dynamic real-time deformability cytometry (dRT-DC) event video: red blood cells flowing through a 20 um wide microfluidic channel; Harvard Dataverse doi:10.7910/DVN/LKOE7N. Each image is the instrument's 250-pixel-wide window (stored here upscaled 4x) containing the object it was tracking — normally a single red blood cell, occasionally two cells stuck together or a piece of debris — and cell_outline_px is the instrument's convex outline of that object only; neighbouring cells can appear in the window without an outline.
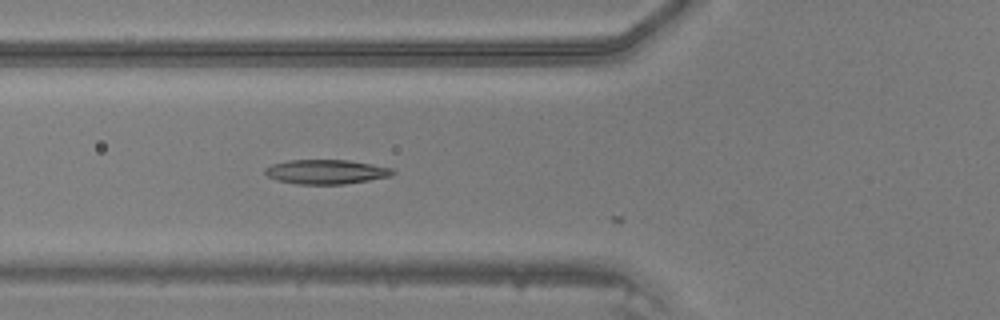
{"species": "common noctule bat (a hibernating species)", "species_latin": "Nyctalus noctula", "temperature_condition": "warm", "stored_images_in_passage": 6, "camera_frame_rate_fps": 3000, "um_per_image_px": 0.085, "animal": {"sex": "male", "body_mass_g": 20.5, "forearm_length_mm": 52.5}, "frame": {"image": 1, "passage_image": 3, "time_ms": 0.667, "image_size_px": [1000, 320], "cell_outline_px": [[396, 172], [392, 176], [344, 184], [296, 184], [276, 180], [268, 176], [264, 172], [264, 168], [272, 164], [288, 160], [348, 160], [372, 164], [392, 168]], "centroid_in_image_um": [27.71, 14.6], "position_along_channel_um": 98.1, "area_um2": 18.21}}